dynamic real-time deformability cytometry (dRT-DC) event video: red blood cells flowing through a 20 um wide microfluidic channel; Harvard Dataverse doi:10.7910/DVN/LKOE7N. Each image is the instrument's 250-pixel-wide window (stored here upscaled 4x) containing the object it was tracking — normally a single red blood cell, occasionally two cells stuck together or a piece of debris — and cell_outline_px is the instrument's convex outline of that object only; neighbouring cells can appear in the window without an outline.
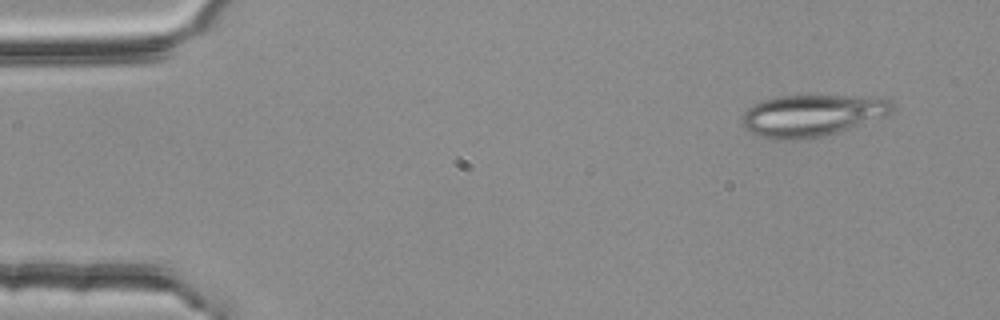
{"species": "common noctule bat (a hibernating species)", "species_latin": "Nyctalus noctula", "temperature_condition": "room temperature", "stored_images_in_passage": 3, "camera_frame_rate_fps": 3000, "um_per_image_px": 0.085, "animal": {"sex": "female", "body_mass_g": 25.1}, "frame": {"image": 1, "passage_image": 1, "time_ms": 0.0, "image_size_px": [1000, 320], "cell_outline_px": [[892, 112], [884, 116], [836, 132], [820, 136], [788, 140], [776, 140], [760, 136], [752, 132], [744, 124], [744, 112], [748, 108], [760, 100], [780, 96], [888, 96], [892, 100]], "centroid_in_image_um": [69.07, 9.78], "position_along_channel_um": 15.9, "area_um2": 36.13}}